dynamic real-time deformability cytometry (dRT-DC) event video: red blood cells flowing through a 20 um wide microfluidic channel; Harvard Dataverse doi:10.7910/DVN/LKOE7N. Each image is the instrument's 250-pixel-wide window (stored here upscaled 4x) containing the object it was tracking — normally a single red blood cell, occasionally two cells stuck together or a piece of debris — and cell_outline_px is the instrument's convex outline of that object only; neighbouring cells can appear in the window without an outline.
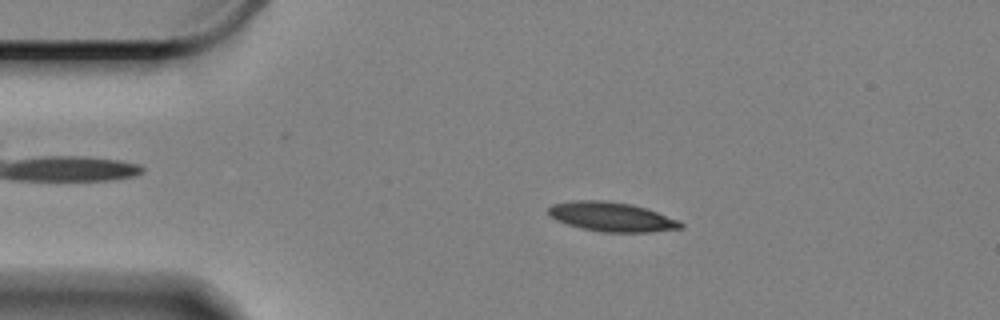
{"species": "Egyptian fruit bat (a non-hibernating species)", "species_latin": "Rousettus aegyptiacus", "temperature_condition": "cold", "stored_images_in_passage": 12, "camera_frame_rate_fps": 3000, "um_per_image_px": 0.085, "animal": {"sex": "female"}, "frame": {"image": 1, "passage_image": 4, "time_ms": 1.0, "image_size_px": [1000, 320], "cell_outline_px": [[684, 228], [648, 232], [604, 232], [580, 228], [556, 220], [548, 212], [548, 208], [552, 204], [572, 200], [608, 200], [632, 204], [648, 208], [680, 220], [684, 224]], "centroid_in_image_um": [52.04, 18.42], "position_along_channel_um": 33.0, "area_um2": 22.89}}
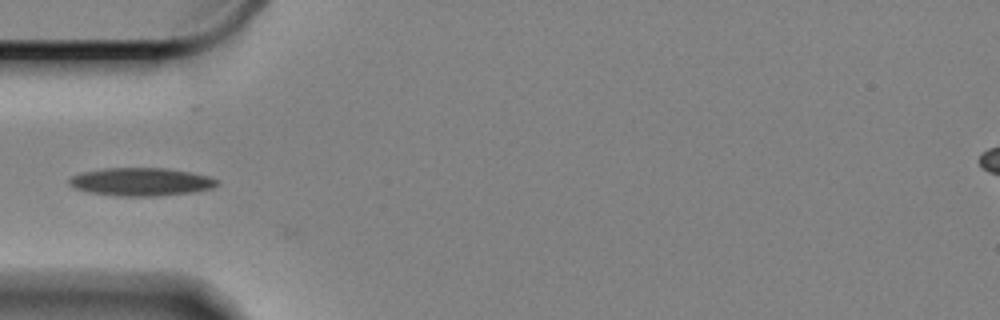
{"frame": {"image": 2, "passage_image": 11, "time_ms": 3.333, "image_size_px": [1000, 320], "cell_outline_px": [[220, 184], [212, 188], [196, 192], [156, 196], [120, 196], [88, 192], [76, 188], [68, 184], [68, 180], [72, 176], [84, 172], [104, 168], [168, 168], [192, 172], [208, 176], [220, 180]], "centroid_in_image_um": [12.05, 15.45], "position_along_channel_um": 72.9, "area_um2": 24.33}}